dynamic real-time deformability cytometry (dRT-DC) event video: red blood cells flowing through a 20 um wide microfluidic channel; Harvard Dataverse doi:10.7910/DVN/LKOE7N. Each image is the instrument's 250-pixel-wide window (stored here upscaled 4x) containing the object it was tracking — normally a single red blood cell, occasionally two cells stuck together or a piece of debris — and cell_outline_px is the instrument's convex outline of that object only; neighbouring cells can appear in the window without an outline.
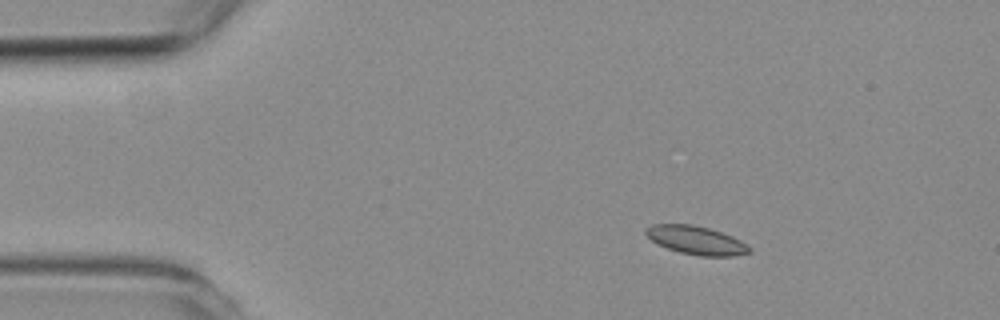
{"species": "common noctule bat (a hibernating species)", "species_latin": "Nyctalus noctula", "temperature_condition": "room temperature", "stored_images_in_passage": 4, "camera_frame_rate_fps": 3000, "um_per_image_px": 0.085, "animal": {"sex": "female", "body_mass_g": 19.3, "forearm_length_mm": 54.1}, "frame": {"image": 1, "passage_image": 2, "time_ms": 1.0, "image_size_px": [1000, 320], "cell_outline_px": [[752, 252], [732, 256], [700, 256], [680, 252], [656, 244], [644, 232], [644, 228], [652, 224], [692, 224], [708, 228], [732, 236], [748, 244], [752, 248]], "centroid_in_image_um": [59.18, 20.42], "position_along_channel_um": 25.8, "area_um2": 17.22}}